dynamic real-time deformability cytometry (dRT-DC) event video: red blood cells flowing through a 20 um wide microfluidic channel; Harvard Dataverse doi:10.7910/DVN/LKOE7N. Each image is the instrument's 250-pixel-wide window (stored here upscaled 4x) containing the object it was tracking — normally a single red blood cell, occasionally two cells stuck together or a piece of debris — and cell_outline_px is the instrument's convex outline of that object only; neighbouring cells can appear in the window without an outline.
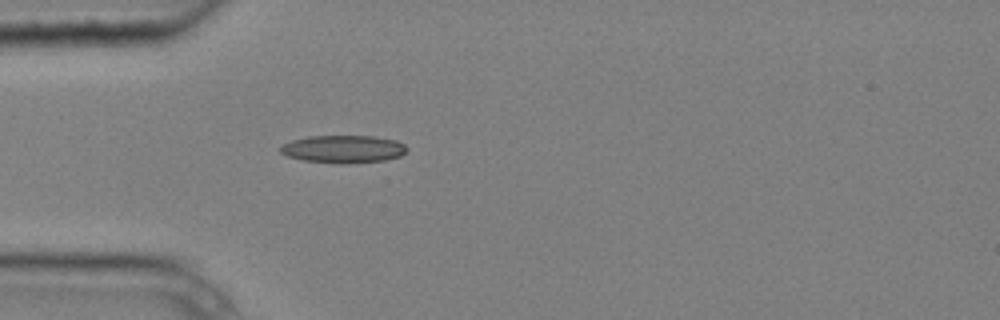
{"species": "common noctule bat (a hibernating species)", "species_latin": "Nyctalus noctula", "temperature_condition": "cold", "stored_images_in_passage": 4, "camera_frame_rate_fps": 3000, "um_per_image_px": 0.085, "animal": {"sex": "male", "body_mass_g": 20.4}, "frame": {"image": 1, "passage_image": 4, "time_ms": 1.0, "image_size_px": [1000, 320], "cell_outline_px": [[408, 148], [400, 156], [384, 160], [340, 164], [304, 160], [288, 156], [280, 152], [280, 148], [284, 144], [292, 140], [308, 136], [372, 136], [396, 140], [404, 144]], "centroid_in_image_um": [29.18, 12.66], "position_along_channel_um": 55.8, "area_um2": 20.23}}